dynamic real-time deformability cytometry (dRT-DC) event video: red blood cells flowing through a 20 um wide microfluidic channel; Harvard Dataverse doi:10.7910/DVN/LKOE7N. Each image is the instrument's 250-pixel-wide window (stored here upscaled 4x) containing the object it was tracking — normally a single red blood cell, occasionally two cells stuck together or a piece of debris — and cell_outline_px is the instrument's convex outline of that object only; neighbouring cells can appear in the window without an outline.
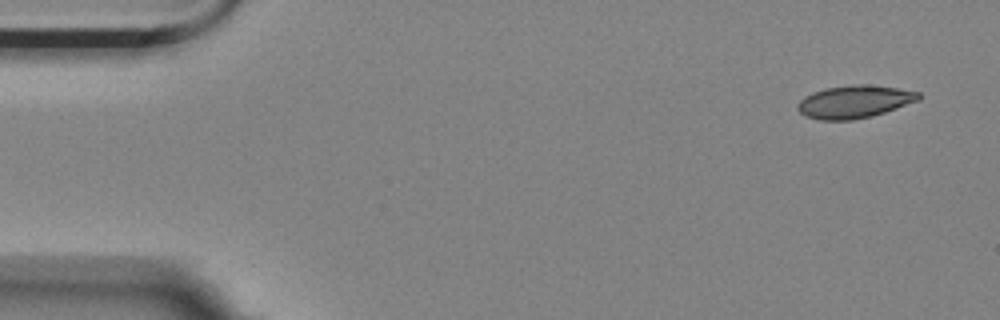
{"species": "Egyptian fruit bat (a non-hibernating species)", "species_latin": "Rousettus aegyptiacus", "temperature_condition": "room temperature", "stored_images_in_passage": 5, "camera_frame_rate_fps": 3000, "um_per_image_px": 0.085, "animal": {"sex": "female"}, "frame": {"image": 1, "passage_image": 1, "time_ms": 0.0, "image_size_px": [1000, 320], "cell_outline_px": [[920, 100], [872, 116], [852, 120], [820, 120], [804, 116], [796, 108], [800, 100], [804, 96], [812, 92], [824, 88], [852, 84], [868, 84], [896, 88], [920, 92]], "centroid_in_image_um": [72.59, 8.64], "position_along_channel_um": 12.4, "area_um2": 23.18}}
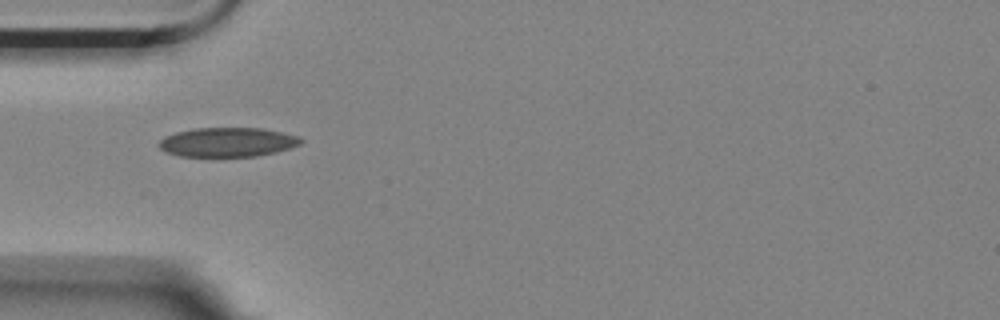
{"frame": {"image": 2, "passage_image": 5, "time_ms": 1.333, "image_size_px": [1000, 320], "cell_outline_px": [[304, 140], [300, 144], [276, 152], [256, 156], [180, 156], [168, 152], [160, 148], [156, 144], [164, 136], [176, 132], [196, 128], [264, 128], [300, 136]], "centroid_in_image_um": [19.35, 12.07], "position_along_channel_um": 65.6, "area_um2": 24.22}}